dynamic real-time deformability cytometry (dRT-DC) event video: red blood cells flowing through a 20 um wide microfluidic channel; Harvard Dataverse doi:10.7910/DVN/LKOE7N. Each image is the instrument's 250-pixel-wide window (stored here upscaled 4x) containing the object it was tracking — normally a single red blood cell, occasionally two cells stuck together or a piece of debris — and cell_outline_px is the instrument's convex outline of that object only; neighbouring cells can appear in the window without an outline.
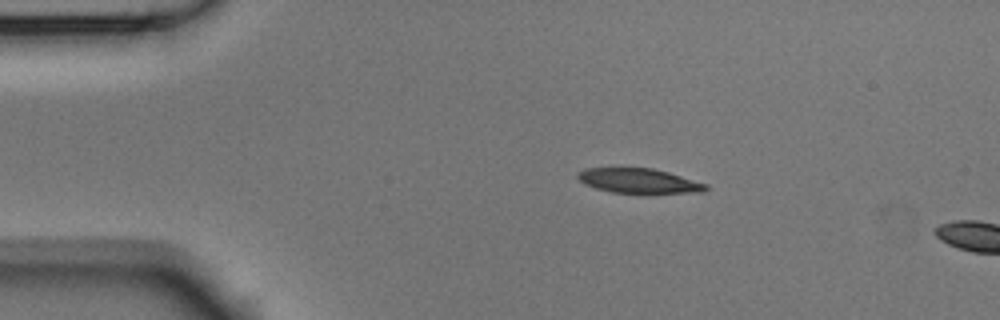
{"species": "Egyptian fruit bat (a non-hibernating species)", "species_latin": "Rousettus aegyptiacus", "temperature_condition": "room temperature", "stored_images_in_passage": 5, "camera_frame_rate_fps": 3000, "um_per_image_px": 0.085, "animal": {"sex": "male"}, "frame": {"image": 1, "passage_image": 1, "time_ms": 0.0, "image_size_px": [1000, 320], "cell_outline_px": [[708, 188], [704, 192], [644, 196], [612, 192], [596, 188], [584, 184], [576, 176], [576, 172], [584, 168], [652, 168], [668, 172], [708, 184]], "centroid_in_image_um": [54.35, 15.42], "position_along_channel_um": 30.7, "area_um2": 19.48}}